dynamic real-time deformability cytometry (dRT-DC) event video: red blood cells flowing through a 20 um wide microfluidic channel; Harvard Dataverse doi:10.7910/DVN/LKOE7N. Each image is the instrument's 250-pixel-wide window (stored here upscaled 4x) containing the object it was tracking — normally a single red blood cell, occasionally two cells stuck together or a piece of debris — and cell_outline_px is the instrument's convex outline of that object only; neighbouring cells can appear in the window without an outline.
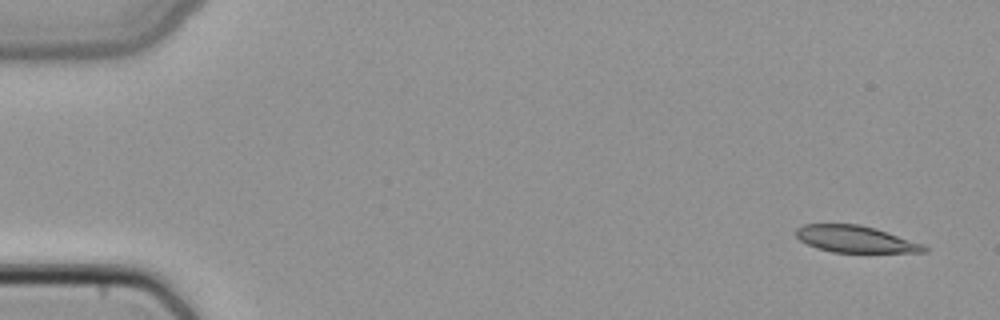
{"species": "common noctule bat (a hibernating species)", "species_latin": "Nyctalus noctula", "temperature_condition": "cold", "stored_images_in_passage": 6, "camera_frame_rate_fps": 3000, "um_per_image_px": 0.085, "animal": {"sex": "female", "body_mass_g": 22.7, "forearm_length_mm": 54.2}, "frame": {"image": 1, "passage_image": 1, "time_ms": 0.0, "image_size_px": [1000, 320], "cell_outline_px": [[928, 252], [832, 252], [816, 248], [800, 240], [796, 236], [796, 228], [804, 224], [860, 224], [876, 228], [924, 244], [928, 248]], "centroid_in_image_um": [72.72, 20.32], "position_along_channel_um": 12.3, "area_um2": 20.0}}
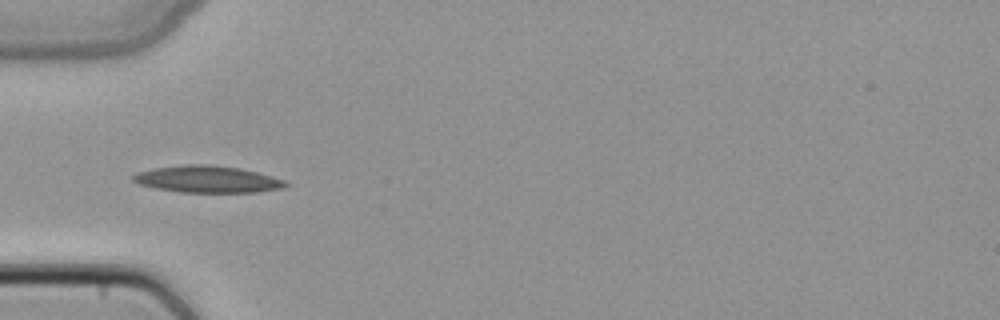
{"frame": {"image": 2, "passage_image": 5, "time_ms": 1.333, "image_size_px": [1000, 320], "cell_outline_px": [[292, 184], [284, 188], [256, 192], [180, 192], [156, 188], [136, 184], [132, 180], [132, 176], [136, 172], [156, 168], [184, 164], [208, 164], [240, 168], [256, 172], [284, 180]], "centroid_in_image_um": [17.62, 15.23], "position_along_channel_um": 67.4, "area_um2": 23.93}}
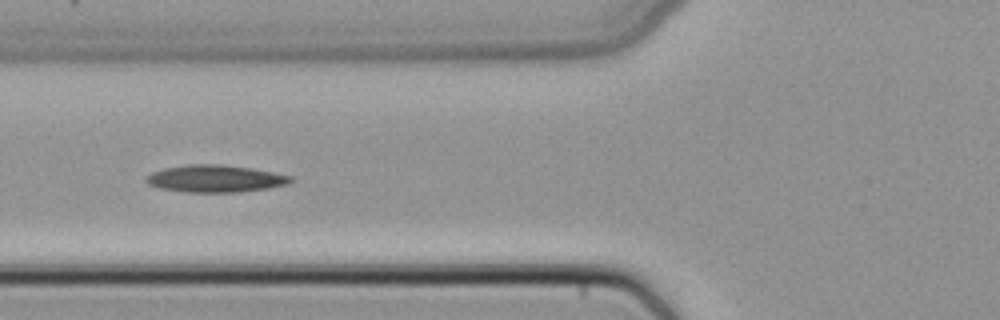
{"frame": {"image": 3, "passage_image": 6, "time_ms": 1.667, "image_size_px": [1000, 320], "cell_outline_px": [[296, 180], [288, 184], [268, 188], [236, 192], [188, 192], [160, 188], [148, 184], [144, 180], [144, 176], [152, 172], [164, 168], [188, 164], [220, 164], [252, 168], [292, 176]], "centroid_in_image_um": [18.29, 15.18], "position_along_channel_um": 107.5, "area_um2": 23.0}}